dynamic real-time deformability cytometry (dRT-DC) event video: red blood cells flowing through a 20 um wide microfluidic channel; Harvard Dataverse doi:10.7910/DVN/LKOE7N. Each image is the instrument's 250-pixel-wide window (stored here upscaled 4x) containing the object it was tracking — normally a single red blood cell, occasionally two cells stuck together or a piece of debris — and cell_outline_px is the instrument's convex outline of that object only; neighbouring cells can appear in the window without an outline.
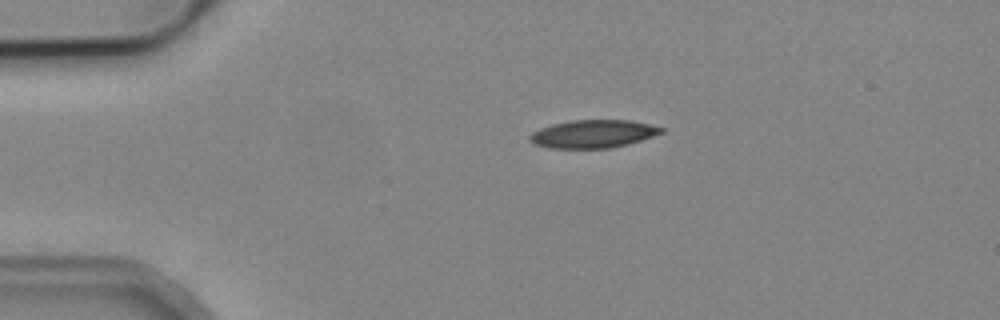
{"species": "common noctule bat (a hibernating species)", "species_latin": "Nyctalus noctula", "temperature_condition": "cold", "stored_images_in_passage": 43, "camera_frame_rate_fps": 3000, "um_per_image_px": 0.085, "animal": {"sex": "male", "body_mass_g": 19.2, "forearm_length_mm": 51.8}, "frame": {"image": 1, "passage_image": 1, "time_ms": 0.0, "image_size_px": [1000, 320], "cell_outline_px": [[664, 132], [628, 144], [612, 148], [548, 148], [536, 144], [528, 140], [528, 136], [532, 132], [540, 128], [552, 124], [572, 120], [628, 120], [648, 124], [664, 128]], "centroid_in_image_um": [50.38, 11.38], "position_along_channel_um": 34.6, "area_um2": 21.39}}
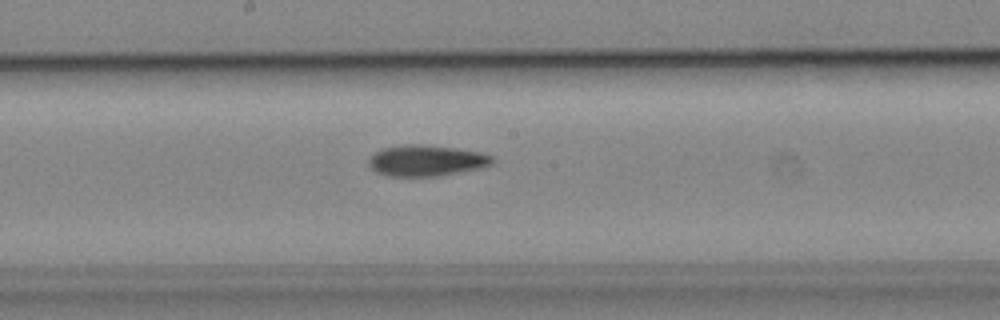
{"frame": {"image": 2, "passage_image": 18, "time_ms": 5.667, "image_size_px": [1000, 320], "cell_outline_px": [[496, 160], [492, 164], [480, 168], [440, 176], [388, 176], [376, 172], [368, 164], [368, 160], [376, 152], [384, 148], [404, 144], [420, 144], [456, 148], [480, 152], [492, 156]], "centroid_in_image_um": [36.26, 13.65], "position_along_channel_um": 211.9, "area_um2": 22.37}}
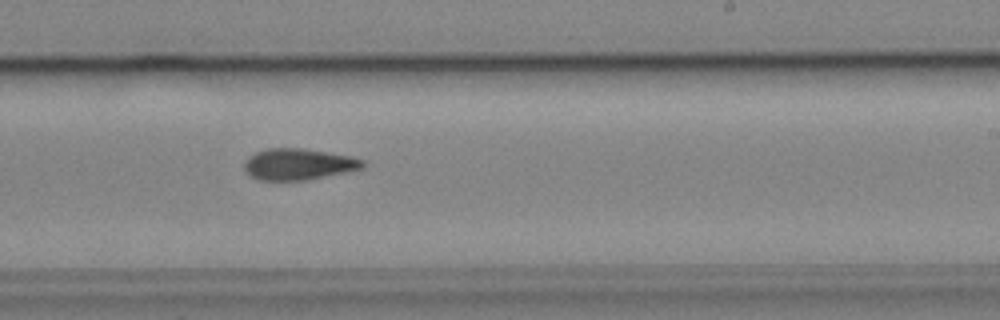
{"frame": {"image": 3, "passage_image": 22, "time_ms": 7.0, "image_size_px": [1000, 320], "cell_outline_px": [[368, 164], [364, 168], [304, 180], [260, 180], [248, 176], [244, 168], [244, 164], [248, 156], [256, 152], [268, 148], [300, 148], [352, 156], [364, 160]], "centroid_in_image_um": [25.36, 13.95], "position_along_channel_um": 263.6, "area_um2": 21.62}}